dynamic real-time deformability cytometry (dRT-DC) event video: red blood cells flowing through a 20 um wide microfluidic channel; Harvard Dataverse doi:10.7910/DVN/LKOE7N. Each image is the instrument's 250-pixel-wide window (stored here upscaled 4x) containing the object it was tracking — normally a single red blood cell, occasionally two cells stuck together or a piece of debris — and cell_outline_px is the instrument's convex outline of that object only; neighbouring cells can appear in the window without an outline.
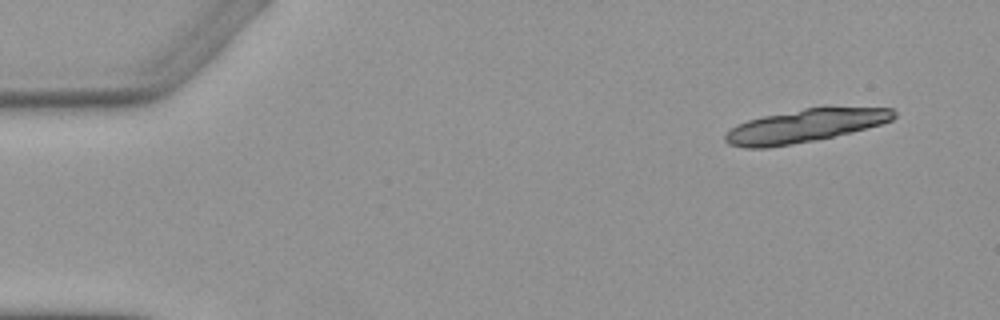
{"species": "Egyptian fruit bat (a non-hibernating species)", "species_latin": "Rousettus aegyptiacus", "temperature_condition": "warm", "stored_images_in_passage": 4, "camera_frame_rate_fps": 3000, "um_per_image_px": 0.085, "animal": {"sex": "female"}, "frame": {"image": 1, "passage_image": 1, "time_ms": 0.0, "image_size_px": [1000, 320], "cell_outline_px": [[896, 116], [892, 120], [868, 128], [852, 132], [816, 140], [768, 148], [744, 148], [728, 144], [724, 140], [724, 136], [736, 124], [748, 120], [764, 116], [824, 104], [892, 108], [896, 112]], "centroid_in_image_um": [68.5, 10.65], "position_along_channel_um": 16.5, "area_um2": 33.47}}